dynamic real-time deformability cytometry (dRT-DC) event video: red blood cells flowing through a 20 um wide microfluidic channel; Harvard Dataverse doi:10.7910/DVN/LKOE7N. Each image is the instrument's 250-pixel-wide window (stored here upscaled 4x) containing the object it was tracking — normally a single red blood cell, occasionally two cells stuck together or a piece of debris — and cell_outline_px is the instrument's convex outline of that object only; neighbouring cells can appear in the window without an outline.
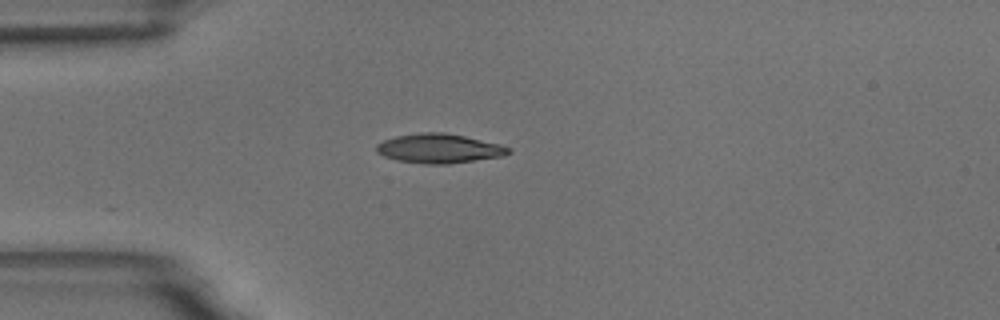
{"species": "common noctule bat (a hibernating species)", "species_latin": "Nyctalus noctula", "temperature_condition": "room temperature", "stored_images_in_passage": 43, "camera_frame_rate_fps": 3000, "um_per_image_px": 0.085, "animal": {"sex": "male", "body_mass_g": 18.8}, "frame": {"image": 1, "passage_image": 1, "time_ms": 0.0, "image_size_px": [1000, 320], "cell_outline_px": [[512, 152], [504, 156], [448, 164], [424, 164], [396, 160], [384, 156], [376, 152], [376, 144], [384, 140], [396, 136], [420, 132], [444, 132], [464, 136], [500, 144], [512, 148]], "centroid_in_image_um": [37.34, 12.62], "position_along_channel_um": 47.7, "area_um2": 22.72}}
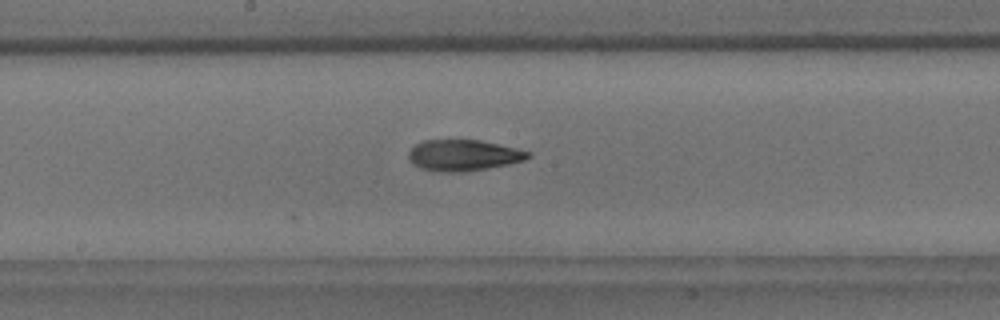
{"frame": {"image": 2, "passage_image": 16, "time_ms": 5.0, "image_size_px": [1000, 320], "cell_outline_px": [[532, 156], [524, 160], [508, 164], [460, 172], [440, 172], [420, 168], [412, 164], [408, 160], [408, 152], [416, 144], [424, 140], [480, 140], [516, 148], [532, 152]], "centroid_in_image_um": [39.37, 13.19], "position_along_channel_um": 208.8, "area_um2": 21.62}}
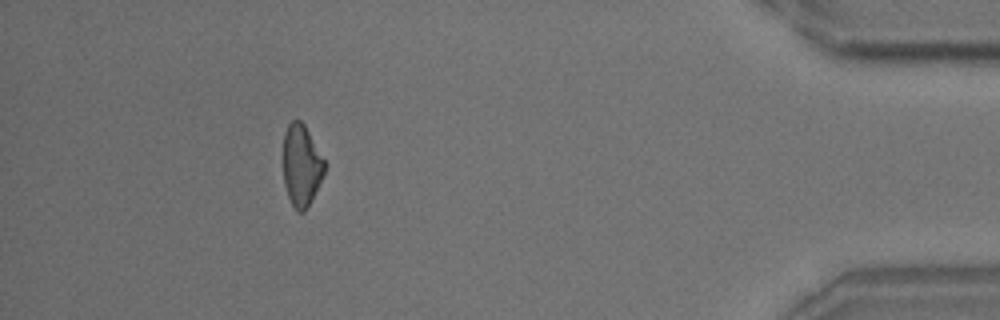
{"frame": {"image": 3, "passage_image": 38, "time_ms": 12.333, "image_size_px": [1000, 320], "cell_outline_px": [[328, 164], [324, 176], [304, 212], [296, 212], [288, 196], [284, 184], [284, 132], [288, 124], [292, 120], [300, 120], [304, 124]], "centroid_in_image_um": [25.65, 14.05], "position_along_channel_um": 409.5, "area_um2": 19.83}, "authors_computed_cell_mechanics": {"area_um2": 21.1548, "velocity_mm_per_s": 3.4842, "shape_relaxation_time_tau1_ms": 5.4865, "shape_relaxation_time_tau2_ms": 4.0605, "deformation_change_tau1": 0.1605, "deformation_change_tau2": 0.0984}}